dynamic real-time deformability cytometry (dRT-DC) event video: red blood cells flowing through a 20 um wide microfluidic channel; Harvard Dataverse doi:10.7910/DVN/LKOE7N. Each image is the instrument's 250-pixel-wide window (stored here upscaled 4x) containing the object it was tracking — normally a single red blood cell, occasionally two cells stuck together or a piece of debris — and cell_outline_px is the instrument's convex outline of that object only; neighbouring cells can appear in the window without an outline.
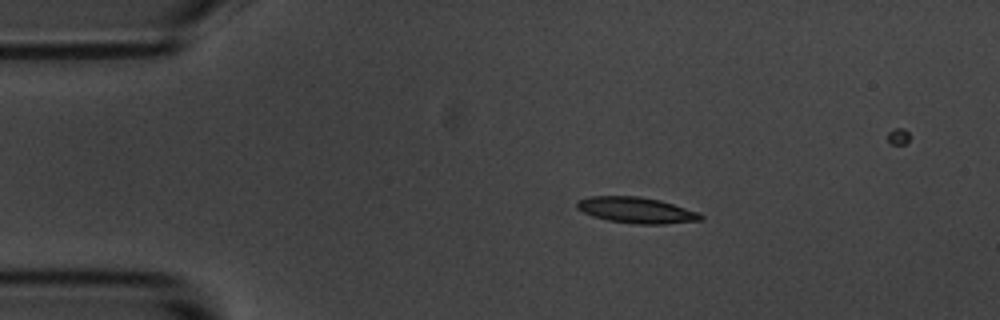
{"species": "common noctule bat (a hibernating species)", "species_latin": "Nyctalus noctula", "temperature_condition": "room temperature", "stored_images_in_passage": 7, "camera_frame_rate_fps": 3000, "um_per_image_px": 0.085, "animal": {"sex": "male", "body_mass_g": 20.1, "forearm_length_mm": 53.5}, "frame": {"image": 1, "passage_image": 1, "time_ms": 0.0, "image_size_px": [1000, 320], "cell_outline_px": [[704, 220], [664, 224], [632, 224], [608, 220], [592, 216], [576, 208], [576, 200], [588, 196], [640, 196], [660, 200], [696, 212], [704, 216]], "centroid_in_image_um": [54.05, 17.86], "position_along_channel_um": 31.0, "area_um2": 18.79}}
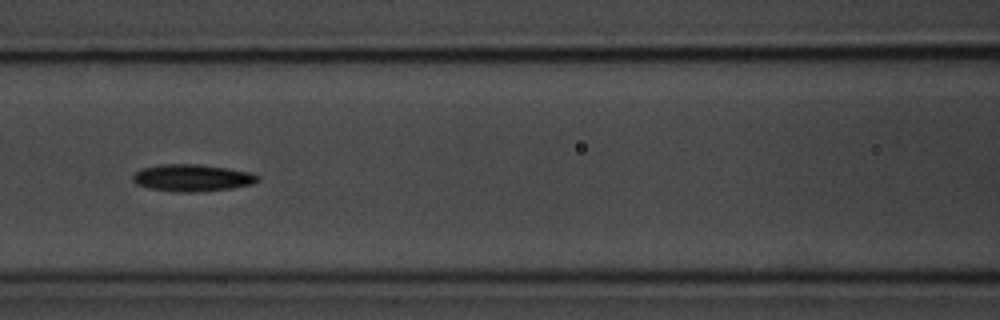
{"frame": {"image": 2, "passage_image": 5, "time_ms": 4.667, "image_size_px": [1000, 320], "cell_outline_px": [[260, 180], [252, 184], [232, 188], [196, 192], [172, 192], [148, 188], [136, 184], [132, 180], [132, 176], [140, 168], [160, 164], [200, 164], [228, 168], [252, 172], [260, 176]], "centroid_in_image_um": [16.33, 15.11], "position_along_channel_um": 150.3, "area_um2": 20.0}}
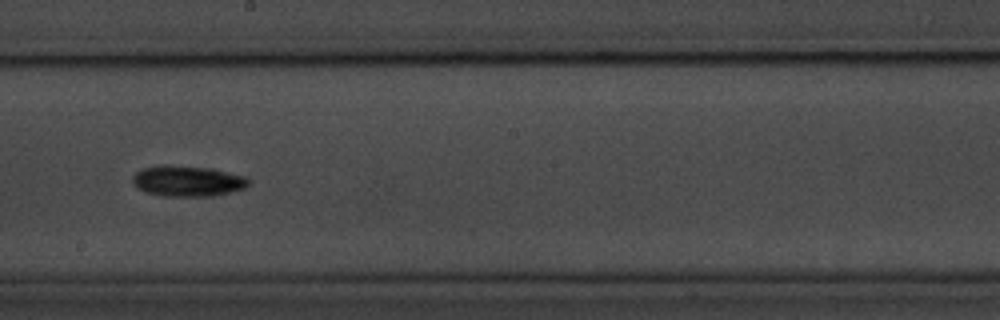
{"frame": {"image": 3, "passage_image": 7, "time_ms": 7.0, "image_size_px": [1000, 320], "cell_outline_px": [[252, 180], [244, 188], [232, 192], [212, 196], [164, 196], [144, 192], [136, 188], [132, 184], [132, 176], [136, 172], [144, 168], [208, 168], [248, 176]], "centroid_in_image_um": [16.0, 15.45], "position_along_channel_um": 232.2, "area_um2": 20.11}}